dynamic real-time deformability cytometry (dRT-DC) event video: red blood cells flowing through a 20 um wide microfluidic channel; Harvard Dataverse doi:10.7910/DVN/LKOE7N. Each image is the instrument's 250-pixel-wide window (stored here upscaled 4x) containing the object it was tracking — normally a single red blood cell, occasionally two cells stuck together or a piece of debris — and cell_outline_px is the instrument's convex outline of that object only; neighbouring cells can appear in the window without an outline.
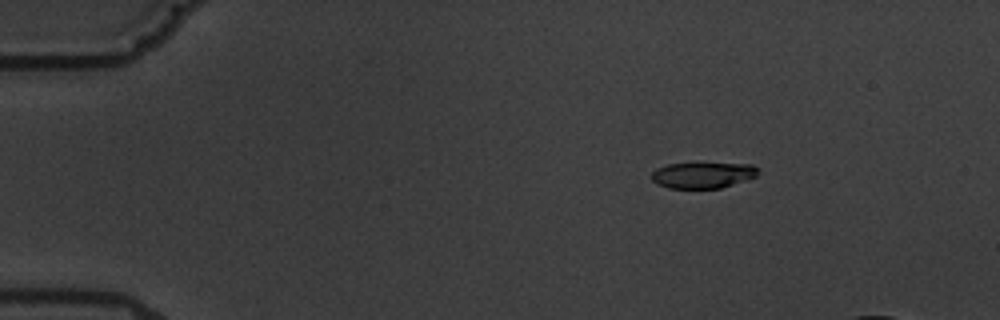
{"species": "common noctule bat (a hibernating species)", "species_latin": "Nyctalus noctula", "temperature_condition": "warm", "stored_images_in_passage": 16, "camera_frame_rate_fps": 3000, "um_per_image_px": 0.085, "animal": {"sex": "male", "body_mass_g": 19.5, "forearm_length_mm": 54.6}, "frame": {"image": 1, "passage_image": 3, "time_ms": 2.333, "image_size_px": [1000, 320], "cell_outline_px": [[760, 172], [756, 176], [720, 188], [668, 188], [656, 184], [652, 180], [652, 172], [656, 168], [668, 164], [752, 164], [760, 168]], "centroid_in_image_um": [59.73, 14.89], "position_along_channel_um": 25.3, "area_um2": 15.95}}
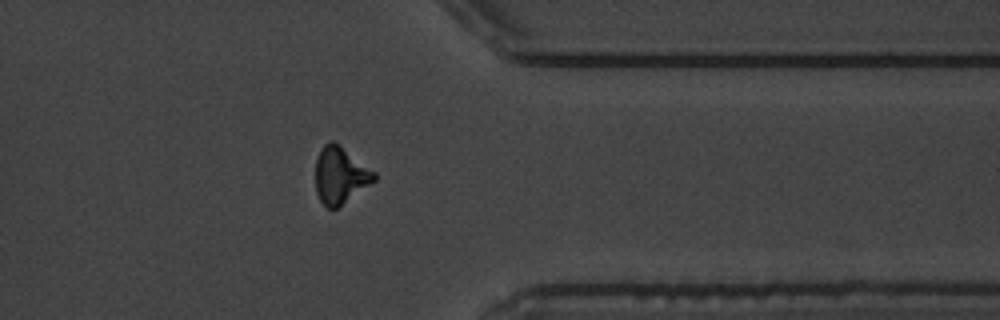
{"frame": {"image": 2, "passage_image": 14, "time_ms": 15.0, "image_size_px": [1000, 320], "cell_outline_px": [[376, 180], [336, 208], [328, 208], [320, 200], [316, 192], [316, 160], [320, 148], [328, 140], [332, 140], [376, 172]], "centroid_in_image_um": [28.91, 14.88], "position_along_channel_um": 382.5, "area_um2": 19.13}, "authors_computed_cell_mechanics": {"area_um2": 19.074, "velocity_mm_per_s": 3.5328, "shape_relaxation_time_tau1_ms": 4.205, "shape_relaxation_time_tau2_ms": 2.0119, "deformation_change_tau1": 0.1288, "deformation_change_tau2": 0.0895}}